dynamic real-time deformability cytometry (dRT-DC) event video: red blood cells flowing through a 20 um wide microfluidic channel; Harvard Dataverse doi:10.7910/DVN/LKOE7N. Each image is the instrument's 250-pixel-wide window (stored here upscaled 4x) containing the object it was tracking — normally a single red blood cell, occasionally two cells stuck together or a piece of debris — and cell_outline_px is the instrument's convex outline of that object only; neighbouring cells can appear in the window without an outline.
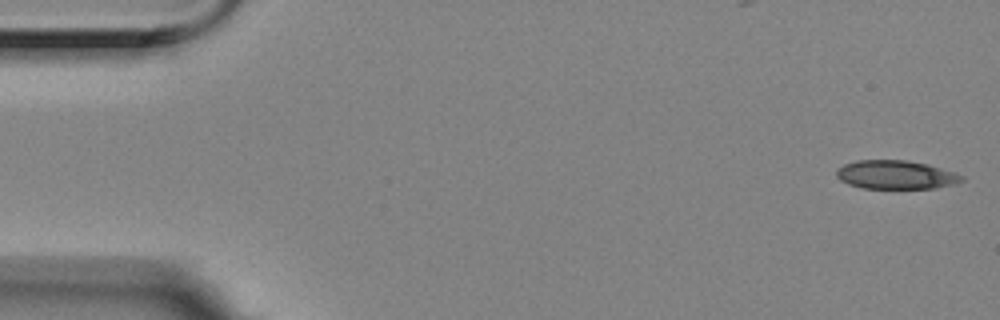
{"species": "Egyptian fruit bat (a non-hibernating species)", "species_latin": "Rousettus aegyptiacus", "temperature_condition": "room temperature", "stored_images_in_passage": 6, "camera_frame_rate_fps": 3000, "um_per_image_px": 0.085, "animal": {"sex": "female"}, "frame": {"image": 1, "passage_image": 1, "time_ms": 0.0, "image_size_px": [1000, 320], "cell_outline_px": [[964, 180], [956, 184], [936, 188], [864, 188], [848, 184], [840, 180], [836, 176], [836, 172], [844, 164], [856, 160], [908, 160], [928, 164], [956, 172], [964, 176]], "centroid_in_image_um": [76.19, 14.85], "position_along_channel_um": 8.8, "area_um2": 21.04}}